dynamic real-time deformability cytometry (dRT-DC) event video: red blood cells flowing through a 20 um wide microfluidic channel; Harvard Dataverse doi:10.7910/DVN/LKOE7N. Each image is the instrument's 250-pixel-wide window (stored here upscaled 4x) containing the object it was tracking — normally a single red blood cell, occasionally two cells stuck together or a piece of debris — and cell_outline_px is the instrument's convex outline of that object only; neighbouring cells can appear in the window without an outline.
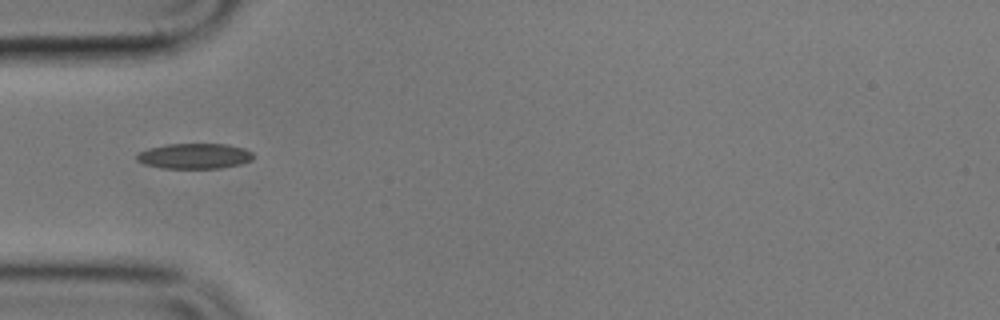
{"species": "common noctule bat (a hibernating species)", "species_latin": "Nyctalus noctula", "temperature_condition": "cold", "stored_images_in_passage": 40, "camera_frame_rate_fps": 3000, "um_per_image_px": 0.085, "animal": {"sex": "male", "body_mass_g": 17.9}, "frame": {"image": 1, "passage_image": 1, "time_ms": 0.0, "image_size_px": [1000, 320], "cell_outline_px": [[252, 160], [240, 164], [220, 168], [160, 168], [144, 164], [136, 160], [136, 156], [140, 152], [148, 148], [168, 144], [228, 144], [244, 148], [252, 152]], "centroid_in_image_um": [16.52, 13.26], "position_along_channel_um": 68.5, "area_um2": 17.22}}
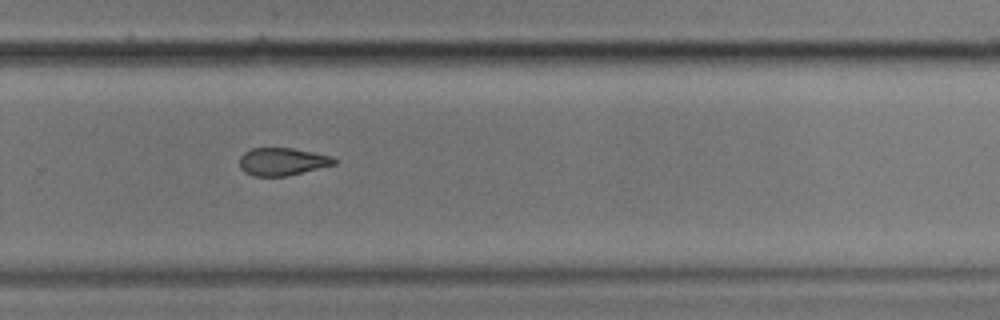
{"frame": {"image": 2, "passage_image": 21, "time_ms": 6.667, "image_size_px": [1000, 320], "cell_outline_px": [[336, 164], [288, 176], [252, 176], [244, 172], [240, 168], [240, 156], [244, 152], [252, 148], [292, 148], [332, 156], [336, 160]], "centroid_in_image_um": [23.98, 13.74], "position_along_channel_um": 305.8, "area_um2": 15.32}}
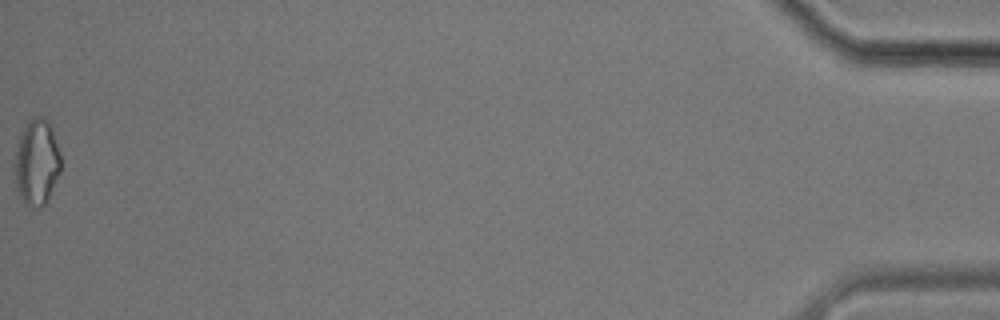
{"frame": {"image": 3, "passage_image": 40, "time_ms": 13.0, "image_size_px": [1000, 320], "cell_outline_px": [[60, 172], [44, 204], [40, 208], [28, 208], [24, 204], [16, 188], [12, 168], [20, 132], [28, 120], [32, 116], [44, 116], [48, 120], [52, 128], [60, 156]], "centroid_in_image_um": [3.07, 13.78], "position_along_channel_um": 432.1, "area_um2": 23.52}, "authors_computed_cell_mechanics": {"area_um2": 16.7909, "velocity_mm_per_s": 3.561, "shape_relaxation_time_tau1_ms": null, "shape_relaxation_time_tau2_ms": 3.1862, "deformation_change_tau1": null, "deformation_change_tau2": 0.0946}}